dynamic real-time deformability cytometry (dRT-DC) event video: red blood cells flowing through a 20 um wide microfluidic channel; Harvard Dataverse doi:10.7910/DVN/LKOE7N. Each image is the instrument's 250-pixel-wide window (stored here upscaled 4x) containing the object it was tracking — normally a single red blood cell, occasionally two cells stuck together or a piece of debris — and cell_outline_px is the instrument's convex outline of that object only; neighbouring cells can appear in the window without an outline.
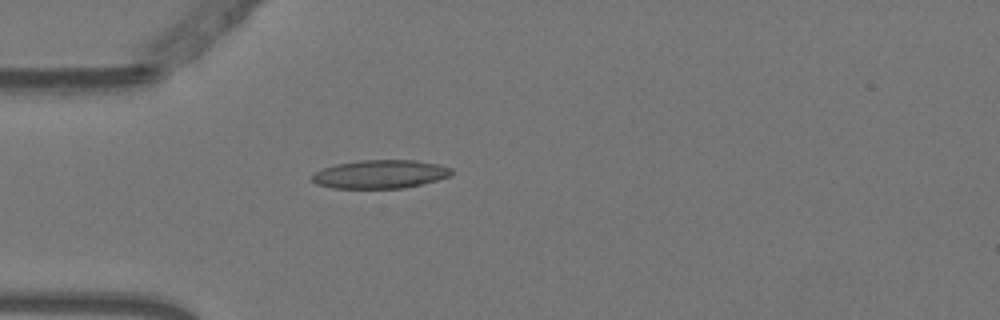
{"species": "Egyptian fruit bat (a non-hibernating species)", "species_latin": "Rousettus aegyptiacus", "temperature_condition": "warm", "stored_images_in_passage": 40, "camera_frame_rate_fps": 3000, "um_per_image_px": 0.085, "animal": {"sex": "female"}, "frame": {"image": 1, "passage_image": 1, "time_ms": 0.0, "image_size_px": [1000, 320], "cell_outline_px": [[452, 176], [404, 188], [332, 188], [316, 184], [312, 180], [312, 172], [336, 164], [360, 160], [416, 160], [440, 164], [452, 168]], "centroid_in_image_um": [32.32, 14.8], "position_along_channel_um": 52.7, "area_um2": 23.24}}
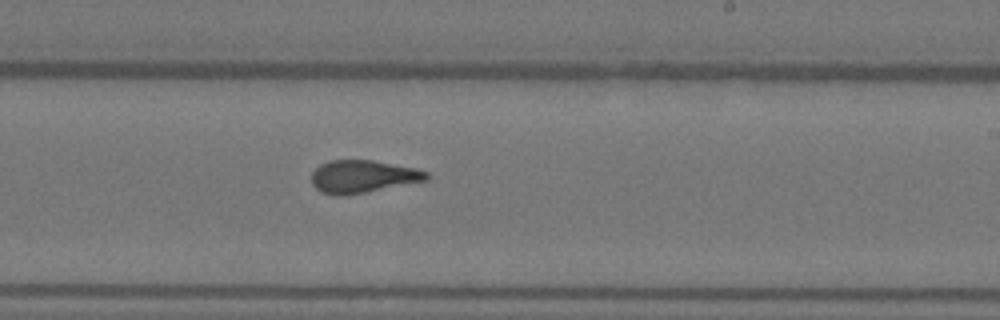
{"frame": {"image": 2, "passage_image": 18, "time_ms": 5.667, "image_size_px": [1000, 320], "cell_outline_px": [[432, 176], [428, 180], [344, 196], [336, 196], [320, 192], [312, 184], [312, 172], [320, 164], [328, 160], [372, 160], [416, 168], [428, 172]], "centroid_in_image_um": [30.84, 15.0], "position_along_channel_um": 258.2, "area_um2": 22.02}}
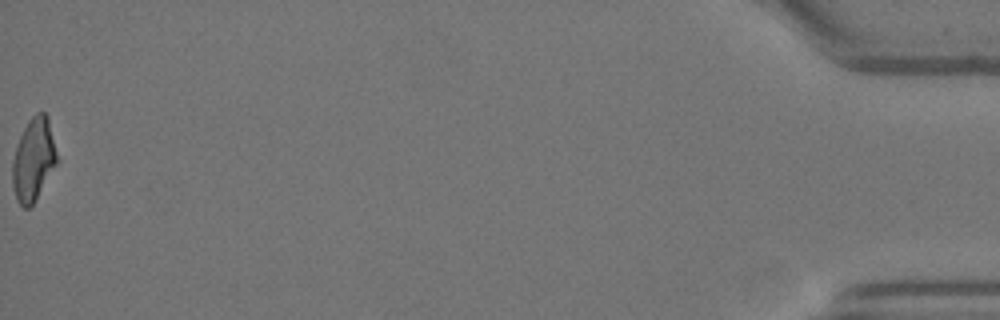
{"frame": {"image": 3, "passage_image": 40, "time_ms": 13.0, "image_size_px": [1000, 320], "cell_outline_px": [[56, 164], [36, 200], [28, 208], [24, 208], [16, 200], [12, 184], [12, 164], [16, 144], [28, 120], [36, 112], [44, 112], [48, 116], [56, 152]], "centroid_in_image_um": [2.82, 13.56], "position_along_channel_um": 432.4, "area_um2": 21.33}, "authors_computed_cell_mechanics": {"area_um2": 22.1374, "velocity_mm_per_s": 3.752, "shape_relaxation_time_tau1_ms": 6.0103, "shape_relaxation_time_tau2_ms": 1.4844, "deformation_change_tau1": 0.175, "deformation_change_tau2": 0.0916}}